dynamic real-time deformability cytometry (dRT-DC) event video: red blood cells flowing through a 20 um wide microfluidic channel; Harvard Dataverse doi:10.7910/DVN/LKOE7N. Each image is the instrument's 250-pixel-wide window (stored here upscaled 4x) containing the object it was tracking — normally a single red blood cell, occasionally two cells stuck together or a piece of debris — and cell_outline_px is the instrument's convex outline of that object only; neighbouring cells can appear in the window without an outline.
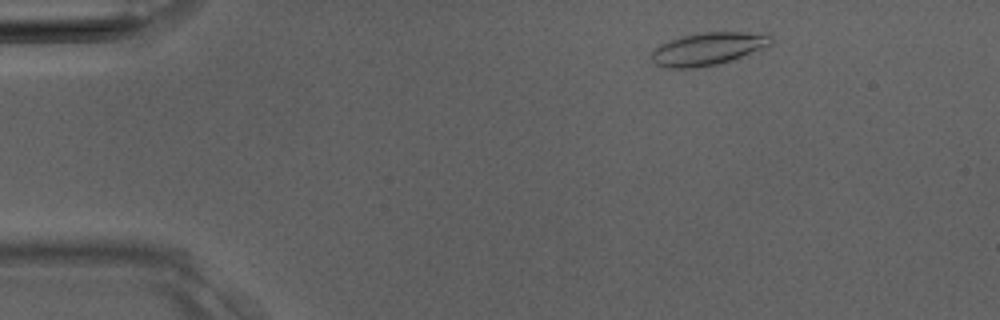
{"species": "Egyptian fruit bat (a non-hibernating species)", "species_latin": "Rousettus aegyptiacus", "temperature_condition": "room temperature", "stored_images_in_passage": 36, "camera_frame_rate_fps": 3000, "um_per_image_px": 0.085, "animal": {"sex": "male"}, "frame": {"image": 1, "passage_image": 4, "time_ms": 1.0, "image_size_px": [1000, 320], "cell_outline_px": [[772, 44], [732, 60], [716, 64], [696, 68], [660, 68], [652, 60], [652, 52], [660, 44], [680, 36], [704, 32], [768, 32], [772, 36]], "centroid_in_image_um": [60.19, 4.14], "position_along_channel_um": 24.8, "area_um2": 22.89}}
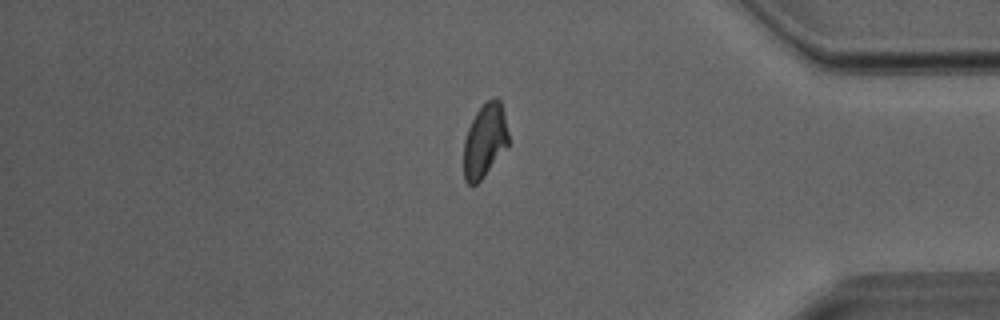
{"frame": {"image": 2, "passage_image": 30, "time_ms": 9.667, "image_size_px": [1000, 320], "cell_outline_px": [[508, 144], [484, 176], [476, 184], [468, 184], [464, 180], [464, 140], [468, 128], [476, 112], [488, 100], [496, 96], [500, 100], [508, 132]], "centroid_in_image_um": [41.19, 11.95], "position_along_channel_um": 394.0, "area_um2": 18.84}}
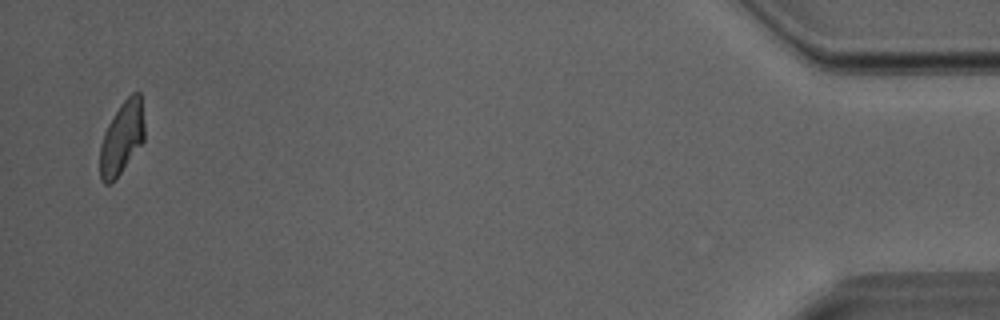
{"frame": {"image": 3, "passage_image": 35, "time_ms": 11.333, "image_size_px": [1000, 320], "cell_outline_px": [[144, 140], [112, 184], [104, 184], [100, 180], [100, 148], [104, 132], [108, 124], [120, 104], [132, 92], [140, 92], [144, 124]], "centroid_in_image_um": [10.35, 11.73], "position_along_channel_um": 424.9, "area_um2": 18.79}}